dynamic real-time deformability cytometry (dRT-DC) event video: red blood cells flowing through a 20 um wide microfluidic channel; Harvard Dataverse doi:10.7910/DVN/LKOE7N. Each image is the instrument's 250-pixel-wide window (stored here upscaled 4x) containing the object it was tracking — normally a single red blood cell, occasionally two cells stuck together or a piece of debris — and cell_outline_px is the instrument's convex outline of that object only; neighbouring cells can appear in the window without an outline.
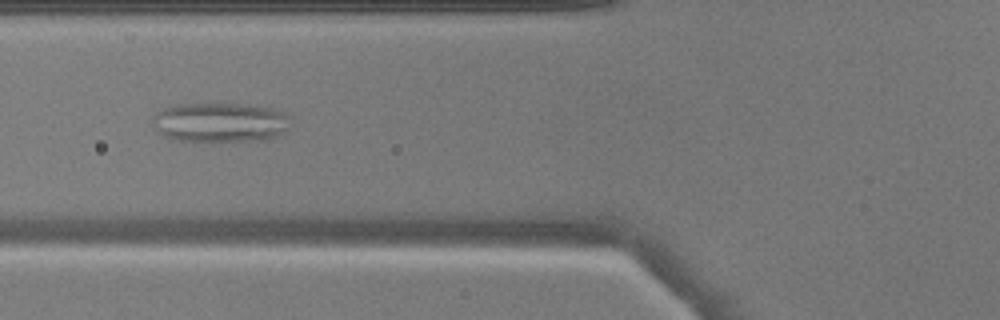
{"species": "common noctule bat (a hibernating species)", "species_latin": "Nyctalus noctula", "temperature_condition": "warm", "stored_images_in_passage": 40, "camera_frame_rate_fps": 3000, "um_per_image_px": 0.085, "animal": {"sex": "male", "body_mass_g": 17.9}, "frame": {"image": 1, "passage_image": 9, "time_ms": 2.667, "image_size_px": [1000, 320], "cell_outline_px": [[292, 116], [288, 128], [284, 136], [268, 140], [176, 140], [164, 136], [152, 124], [152, 116], [156, 112], [168, 104], [240, 104], [272, 108], [284, 112]], "centroid_in_image_um": [18.76, 10.39], "position_along_channel_um": 107.0, "area_um2": 32.19}}
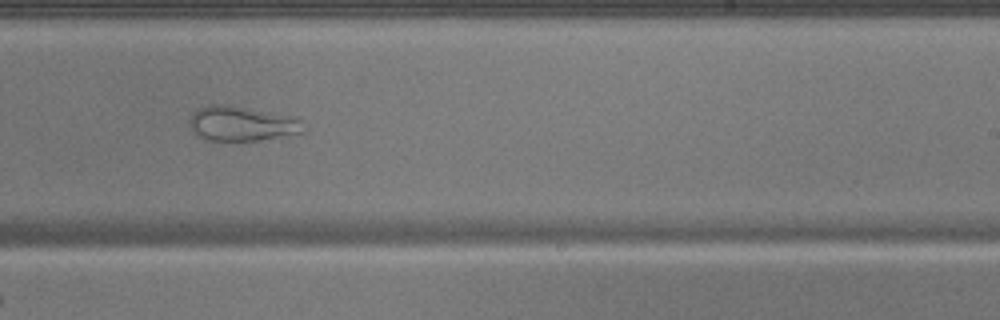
{"frame": {"image": 2, "passage_image": 21, "time_ms": 6.667, "image_size_px": [1000, 320], "cell_outline_px": [[308, 128], [304, 132], [260, 140], [204, 140], [192, 128], [188, 120], [192, 112], [208, 104], [228, 104], [292, 116], [300, 120]], "centroid_in_image_um": [20.57, 10.49], "position_along_channel_um": 268.4, "area_um2": 23.12}}
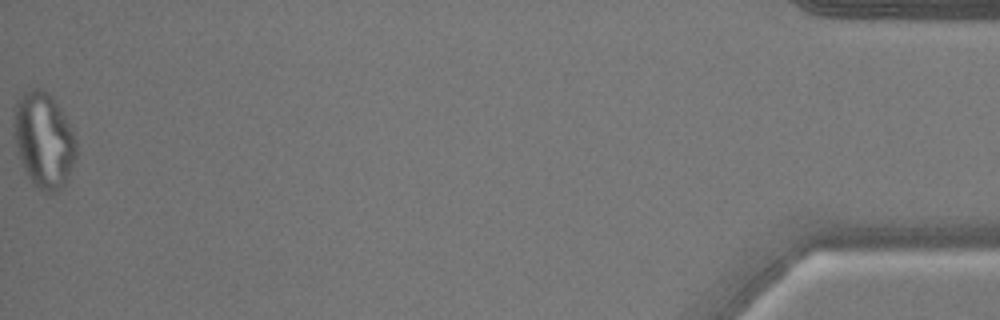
{"frame": {"image": 3, "passage_image": 40, "time_ms": 13.0, "image_size_px": [1000, 320], "cell_outline_px": [[76, 156], [68, 180], [56, 192], [44, 192], [28, 176], [16, 152], [12, 116], [16, 100], [24, 92], [32, 88], [44, 88], [52, 96], [60, 108], [76, 140]], "centroid_in_image_um": [3.69, 11.87], "position_along_channel_um": 431.5, "area_um2": 34.8}}